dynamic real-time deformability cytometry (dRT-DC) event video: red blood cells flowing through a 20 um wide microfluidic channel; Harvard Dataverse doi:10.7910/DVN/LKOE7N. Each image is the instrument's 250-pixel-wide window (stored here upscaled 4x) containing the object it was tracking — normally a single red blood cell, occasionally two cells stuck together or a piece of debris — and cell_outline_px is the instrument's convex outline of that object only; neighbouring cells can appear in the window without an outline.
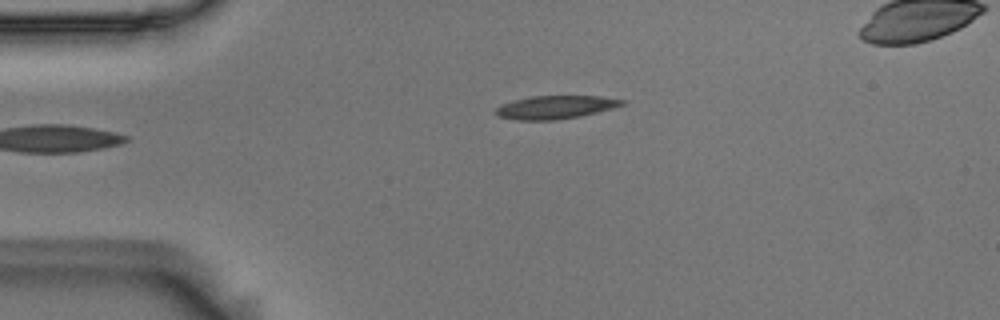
{"species": "Egyptian fruit bat (a non-hibernating species)", "species_latin": "Rousettus aegyptiacus", "temperature_condition": "room temperature", "stored_images_in_passage": 3, "camera_frame_rate_fps": 3000, "um_per_image_px": 0.085, "animal": {"sex": "male"}, "frame": {"image": 1, "passage_image": 3, "time_ms": 0.667, "image_size_px": [1000, 320], "cell_outline_px": [[628, 100], [624, 104], [612, 108], [580, 116], [556, 120], [516, 120], [496, 116], [496, 108], [504, 104], [516, 100], [532, 96], [600, 96]], "centroid_in_image_um": [47.24, 9.11], "position_along_channel_um": 37.8, "area_um2": 16.94}}